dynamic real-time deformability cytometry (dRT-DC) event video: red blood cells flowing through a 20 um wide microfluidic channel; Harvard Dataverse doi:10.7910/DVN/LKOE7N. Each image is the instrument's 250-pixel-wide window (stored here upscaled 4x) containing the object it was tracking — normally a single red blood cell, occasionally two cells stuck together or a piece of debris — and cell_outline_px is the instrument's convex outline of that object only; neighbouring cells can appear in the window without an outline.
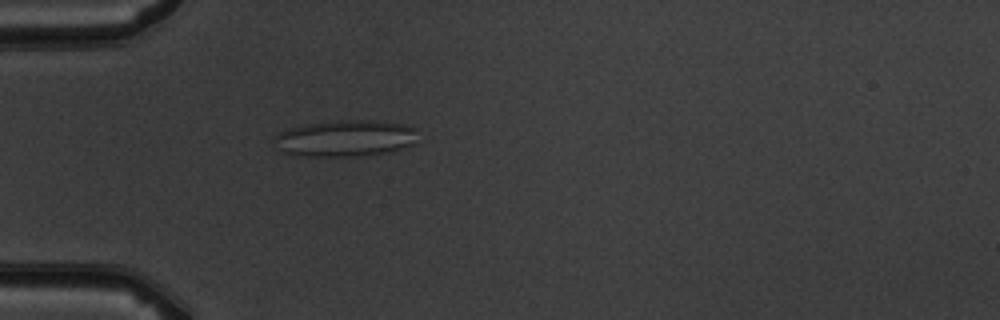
{"species": "common noctule bat (a hibernating species)", "species_latin": "Nyctalus noctula", "temperature_condition": "warm", "stored_images_in_passage": 3, "camera_frame_rate_fps": 3000, "um_per_image_px": 0.085, "animal": {"sex": "male", "body_mass_g": 19.5, "forearm_length_mm": 54.6}, "frame": {"image": 1, "passage_image": 3, "time_ms": 2.333, "image_size_px": [1000, 320], "cell_outline_px": [[416, 128], [412, 144], [392, 152], [356, 156], [300, 156], [284, 152], [276, 148], [272, 140], [272, 136], [280, 132], [292, 128], [308, 124], [340, 120], [372, 120], [404, 124]], "centroid_in_image_um": [29.3, 11.76], "position_along_channel_um": 55.7, "area_um2": 30.46}}